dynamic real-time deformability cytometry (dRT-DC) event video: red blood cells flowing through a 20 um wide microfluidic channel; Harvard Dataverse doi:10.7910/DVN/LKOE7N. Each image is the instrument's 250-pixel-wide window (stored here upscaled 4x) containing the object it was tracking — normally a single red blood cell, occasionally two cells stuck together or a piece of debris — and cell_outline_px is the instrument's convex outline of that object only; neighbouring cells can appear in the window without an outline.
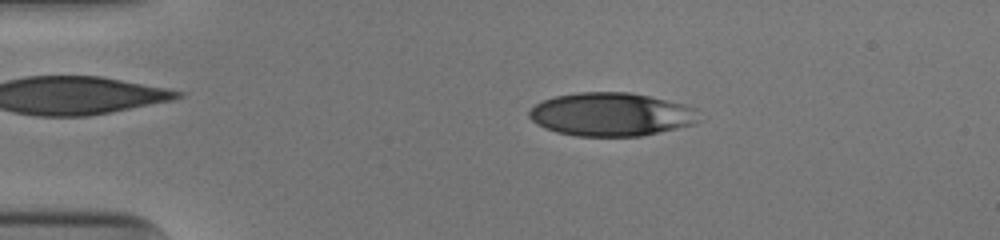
{"species": "human", "species_latin": "Homo sapiens", "temperature_condition": "cold", "stored_images_in_passage": 51, "camera_frame_rate_fps": 3000, "um_per_image_px": 0.085, "donor": {"sex": "male"}, "frame": {"image": 1, "passage_image": 10, "time_ms": 3.0, "image_size_px": [1000, 240], "cell_outline_px": [[700, 120], [696, 124], [640, 136], [576, 136], [556, 132], [544, 128], [536, 124], [528, 116], [528, 112], [536, 104], [544, 100], [556, 96], [580, 92], [628, 92], [648, 96], [684, 104], [696, 108]], "centroid_in_image_um": [51.96, 9.73], "position_along_channel_um": 33.0, "area_um2": 42.95}}
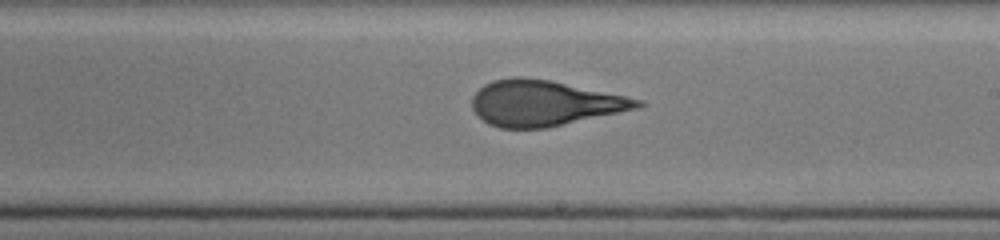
{"frame": {"image": 2, "passage_image": 30, "time_ms": 9.667, "image_size_px": [1000, 240], "cell_outline_px": [[644, 104], [640, 108], [544, 128], [500, 128], [488, 124], [476, 116], [472, 108], [472, 96], [484, 84], [492, 80], [512, 76], [520, 76], [548, 80], [644, 100]], "centroid_in_image_um": [46.21, 8.77], "position_along_channel_um": 242.8, "area_um2": 43.75}}
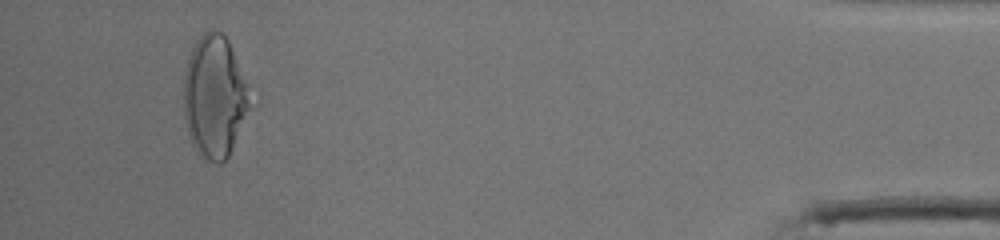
{"frame": {"image": 3, "passage_image": 48, "time_ms": 15.667, "image_size_px": [1000, 240], "cell_outline_px": [[260, 100], [228, 156], [220, 164], [216, 164], [208, 160], [192, 144], [188, 136], [184, 120], [184, 72], [192, 48], [196, 40], [208, 28], [212, 28], [220, 32], [228, 40], [260, 92]], "centroid_in_image_um": [18.43, 8.18], "position_along_channel_um": 416.8, "area_um2": 50.69}, "authors_computed_cell_mechanics": {"area_um2": 43.639, "velocity_mm_per_s": 3.9717, "shape_relaxation_time_tau1_ms": 6.3207, "shape_relaxation_time_tau2_ms": 1.0092, "deformation_change_tau1": 0.2294, "deformation_change_tau2": 0.0853}}